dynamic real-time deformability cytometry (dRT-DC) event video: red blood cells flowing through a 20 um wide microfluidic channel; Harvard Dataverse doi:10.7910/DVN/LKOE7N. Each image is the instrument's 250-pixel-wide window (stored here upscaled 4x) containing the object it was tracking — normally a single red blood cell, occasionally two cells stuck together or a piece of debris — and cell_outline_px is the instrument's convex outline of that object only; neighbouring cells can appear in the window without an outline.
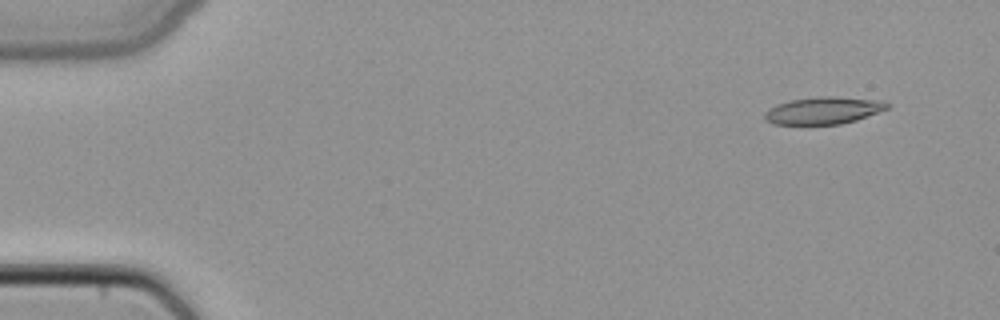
{"species": "common noctule bat (a hibernating species)", "species_latin": "Nyctalus noctula", "temperature_condition": "cold", "stored_images_in_passage": 46, "camera_frame_rate_fps": 3000, "um_per_image_px": 0.085, "animal": {"sex": "female", "body_mass_g": 22.7, "forearm_length_mm": 54.2}, "frame": {"image": 1, "passage_image": 1, "time_ms": 0.0, "image_size_px": [1000, 320], "cell_outline_px": [[888, 108], [856, 120], [840, 124], [772, 124], [764, 120], [764, 112], [768, 108], [776, 104], [792, 100], [824, 96], [828, 96], [880, 100], [888, 104]], "centroid_in_image_um": [69.93, 9.4], "position_along_channel_um": 15.1, "area_um2": 19.19}}
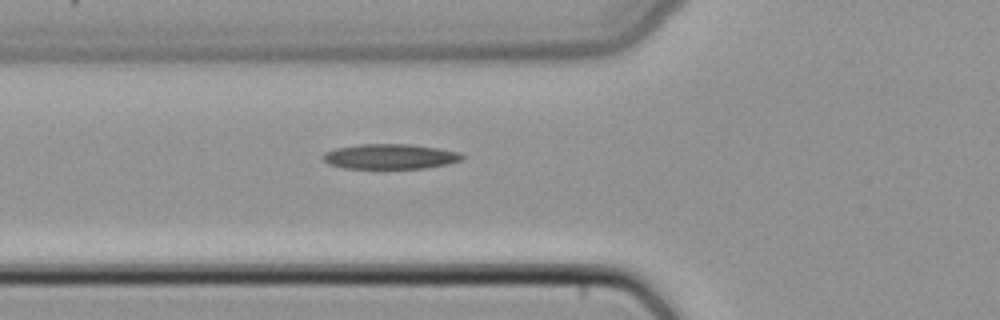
{"frame": {"image": 2, "passage_image": 15, "time_ms": 4.667, "image_size_px": [1000, 320], "cell_outline_px": [[464, 160], [448, 164], [428, 168], [344, 168], [328, 164], [320, 156], [324, 152], [336, 148], [360, 144], [412, 144], [460, 152], [464, 156]], "centroid_in_image_um": [33.17, 13.3], "position_along_channel_um": 92.6, "area_um2": 20.46}}
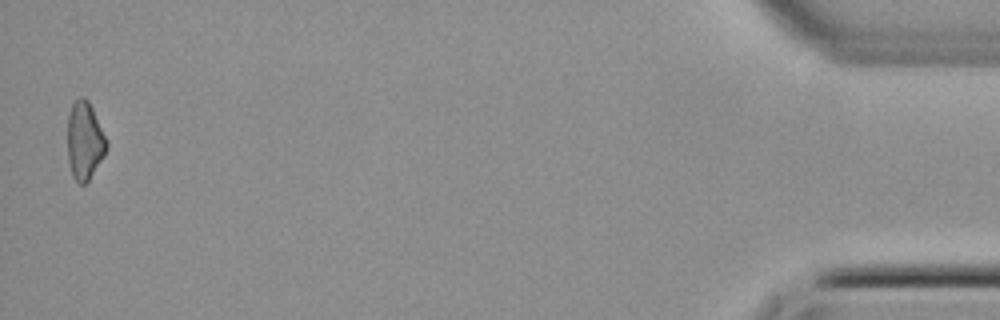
{"frame": {"image": 3, "passage_image": 45, "time_ms": 14.667, "image_size_px": [1000, 320], "cell_outline_px": [[108, 148], [104, 156], [88, 180], [84, 184], [80, 184], [72, 176], [68, 160], [68, 112], [72, 104], [80, 96], [84, 96], [88, 100], [108, 140]], "centroid_in_image_um": [7.2, 11.94], "position_along_channel_um": 428.0, "area_um2": 17.8}}